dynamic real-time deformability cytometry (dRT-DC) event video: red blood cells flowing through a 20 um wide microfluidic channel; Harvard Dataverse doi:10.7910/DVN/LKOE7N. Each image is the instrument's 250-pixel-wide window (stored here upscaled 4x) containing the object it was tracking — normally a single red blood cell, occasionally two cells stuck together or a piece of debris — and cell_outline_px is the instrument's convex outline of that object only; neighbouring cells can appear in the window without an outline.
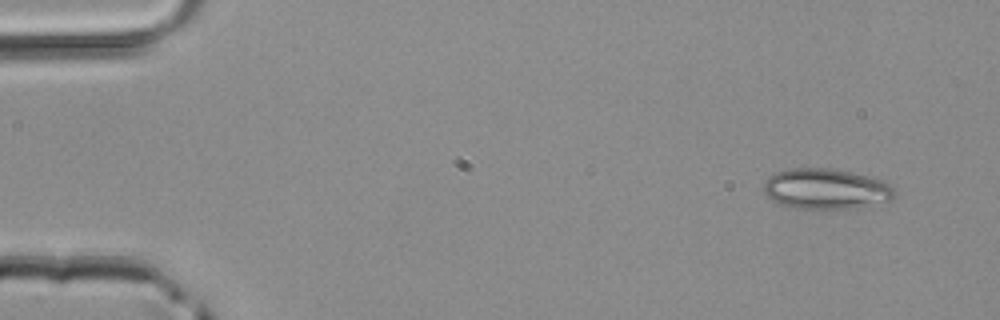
{"species": "common noctule bat (a hibernating species)", "species_latin": "Nyctalus noctula", "temperature_condition": "room temperature", "stored_images_in_passage": 3, "camera_frame_rate_fps": 3000, "um_per_image_px": 0.085, "animal": {"sex": "male", "body_mass_g": 20.4}, "frame": {"image": 1, "passage_image": 1, "time_ms": 0.0, "image_size_px": [1000, 320], "cell_outline_px": [[896, 196], [892, 200], [852, 208], [796, 208], [776, 204], [764, 192], [764, 180], [768, 176], [776, 172], [788, 168], [828, 168], [872, 176], [884, 180], [896, 192]], "centroid_in_image_um": [70.19, 16.04], "position_along_channel_um": 14.8, "area_um2": 31.04}}